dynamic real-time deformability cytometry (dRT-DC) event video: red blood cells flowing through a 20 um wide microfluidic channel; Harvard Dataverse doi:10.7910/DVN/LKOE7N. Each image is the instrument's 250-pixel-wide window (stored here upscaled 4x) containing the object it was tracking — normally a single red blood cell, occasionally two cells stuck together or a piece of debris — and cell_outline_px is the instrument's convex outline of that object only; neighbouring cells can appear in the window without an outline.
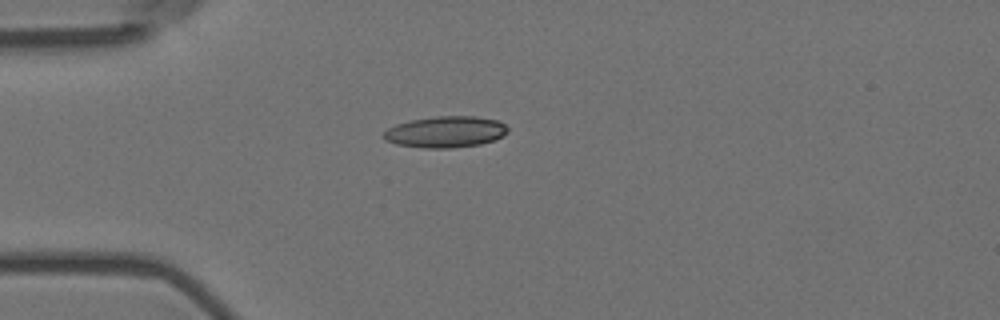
{"species": "Egyptian fruit bat (a non-hibernating species)", "species_latin": "Rousettus aegyptiacus", "temperature_condition": "room temperature", "stored_images_in_passage": 10, "camera_frame_rate_fps": 3000, "um_per_image_px": 0.085, "animal": {"sex": "female"}, "frame": {"image": 1, "passage_image": 5, "time_ms": 1.333, "image_size_px": [1000, 320], "cell_outline_px": [[508, 132], [504, 136], [480, 144], [452, 148], [424, 148], [396, 144], [384, 140], [384, 132], [388, 128], [396, 124], [412, 120], [436, 116], [476, 116], [496, 120], [504, 124], [508, 128]], "centroid_in_image_um": [37.88, 11.21], "position_along_channel_um": 47.1, "area_um2": 22.6}}
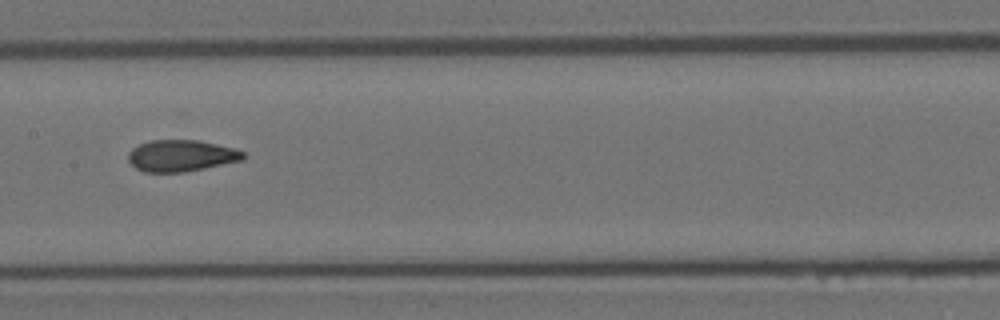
{"frame": {"image": 2, "passage_image": 9, "time_ms": 2.667, "image_size_px": [1000, 320], "cell_outline_px": [[244, 156], [240, 160], [204, 168], [184, 172], [144, 172], [136, 168], [128, 160], [128, 152], [132, 148], [140, 144], [152, 140], [200, 140], [236, 148], [244, 152]], "centroid_in_image_um": [15.38, 13.22], "position_along_channel_um": 192.0, "area_um2": 21.04}}
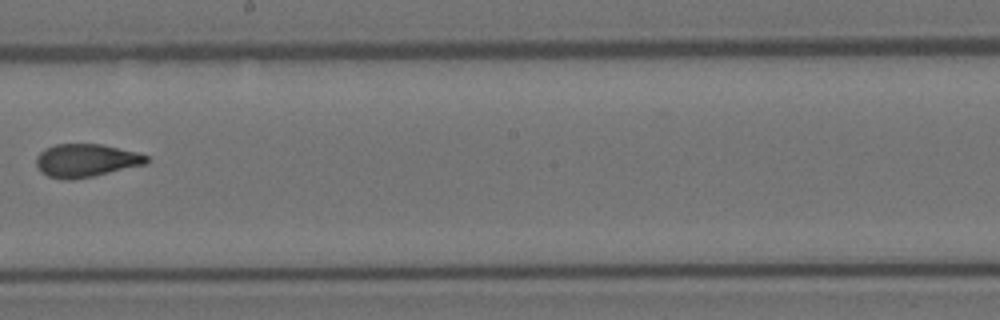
{"frame": {"image": 3, "passage_image": 10, "time_ms": 3.0, "image_size_px": [1000, 320], "cell_outline_px": [[148, 160], [144, 164], [92, 176], [72, 180], [64, 180], [48, 176], [40, 172], [36, 164], [36, 156], [44, 148], [56, 144], [100, 144], [136, 152], [148, 156]], "centroid_in_image_um": [7.24, 13.64], "position_along_channel_um": 241.0, "area_um2": 21.1}}